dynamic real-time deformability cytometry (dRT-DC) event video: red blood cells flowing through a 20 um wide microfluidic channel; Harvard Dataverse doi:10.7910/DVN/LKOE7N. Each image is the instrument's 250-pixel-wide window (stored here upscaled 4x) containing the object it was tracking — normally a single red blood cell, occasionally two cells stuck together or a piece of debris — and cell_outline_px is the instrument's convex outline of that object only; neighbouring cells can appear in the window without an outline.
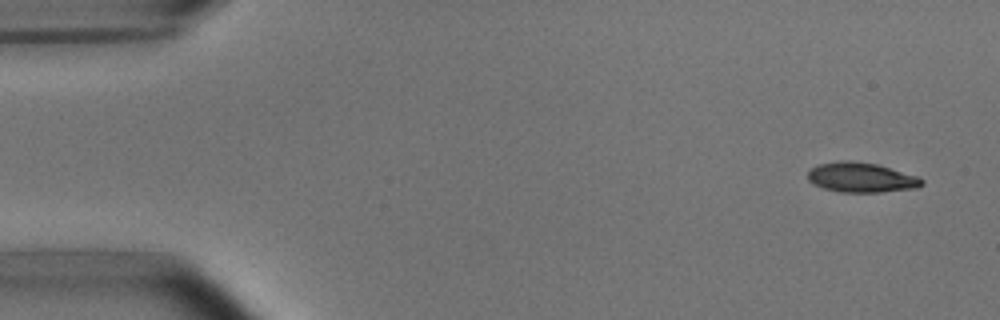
{"species": "common noctule bat (a hibernating species)", "species_latin": "Nyctalus noctula", "temperature_condition": "room temperature", "stored_images_in_passage": 51, "camera_frame_rate_fps": 3000, "um_per_image_px": 0.085, "animal": {"sex": "male", "body_mass_g": 15.6}, "frame": {"image": 1, "passage_image": 2, "time_ms": 0.333, "image_size_px": [1000, 320], "cell_outline_px": [[924, 184], [916, 188], [880, 192], [840, 192], [824, 188], [808, 180], [808, 172], [812, 168], [820, 164], [844, 160], [848, 160], [876, 164], [916, 176], [924, 180]], "centroid_in_image_um": [73.21, 15.09], "position_along_channel_um": 11.8, "area_um2": 19.48}}
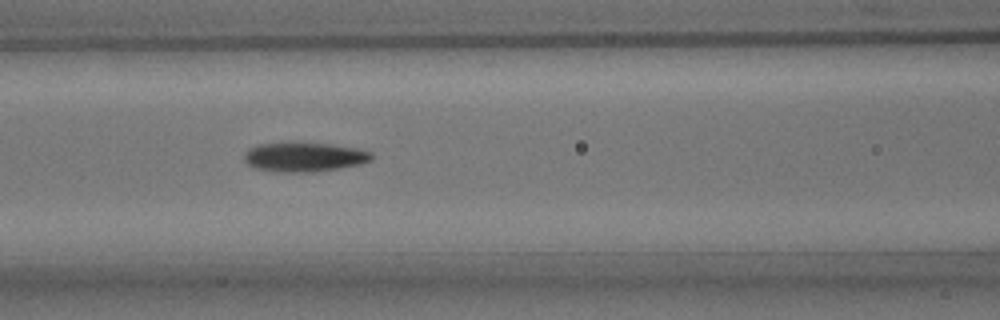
{"frame": {"image": 2, "passage_image": 21, "time_ms": 6.667, "image_size_px": [1000, 320], "cell_outline_px": [[372, 160], [360, 164], [312, 172], [276, 172], [256, 168], [248, 164], [244, 160], [244, 152], [248, 148], [256, 144], [288, 140], [296, 140], [360, 148], [372, 152]], "centroid_in_image_um": [25.8, 13.29], "position_along_channel_um": 140.8, "area_um2": 22.6}}
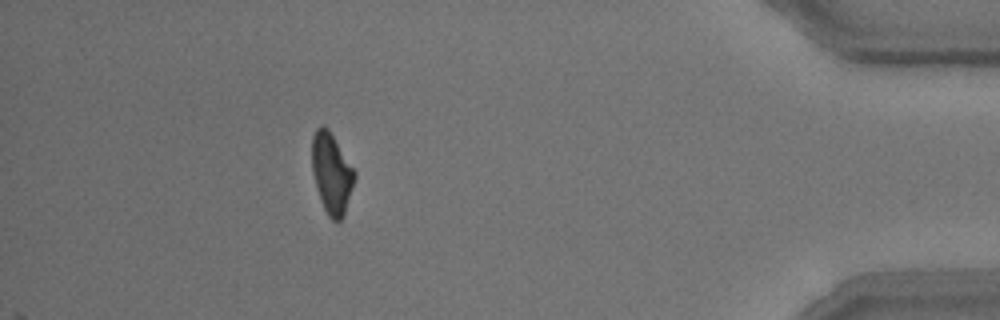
{"frame": {"image": 3, "passage_image": 46, "time_ms": 15.0, "image_size_px": [1000, 320], "cell_outline_px": [[356, 176], [344, 216], [340, 220], [332, 220], [328, 216], [320, 200], [312, 172], [312, 136], [316, 128], [324, 124], [328, 128], [356, 172]], "centroid_in_image_um": [28.18, 14.72], "position_along_channel_um": 407.0, "area_um2": 20.0}, "authors_computed_cell_mechanics": {"area_um2": 20.4034, "velocity_mm_per_s": 3.8226, "shape_relaxation_time_tau1_ms": 3.1845, "shape_relaxation_time_tau2_ms": 3.3137, "deformation_change_tau1": 0.1556, "deformation_change_tau2": 0.1145}}